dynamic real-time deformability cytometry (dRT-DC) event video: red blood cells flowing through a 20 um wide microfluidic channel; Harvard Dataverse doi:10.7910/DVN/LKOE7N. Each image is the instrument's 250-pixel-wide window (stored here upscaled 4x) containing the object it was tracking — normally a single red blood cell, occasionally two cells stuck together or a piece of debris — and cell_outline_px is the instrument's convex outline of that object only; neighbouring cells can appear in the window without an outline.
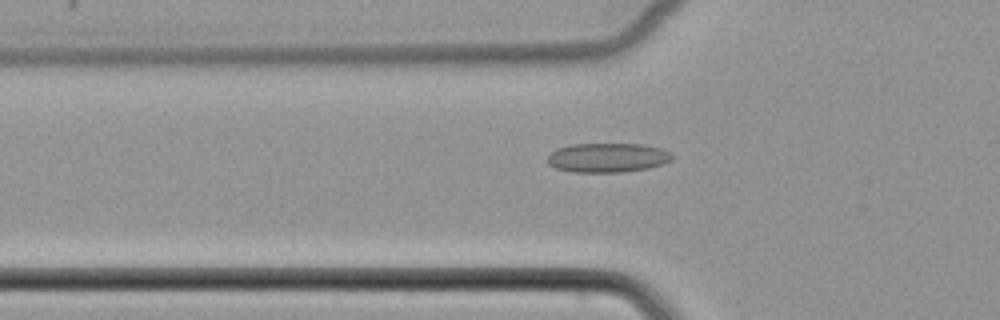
{"species": "common noctule bat (a hibernating species)", "species_latin": "Nyctalus noctula", "temperature_condition": "cold", "stored_images_in_passage": 52, "camera_frame_rate_fps": 3000, "um_per_image_px": 0.085, "animal": {"sex": "female", "body_mass_g": 22.7, "forearm_length_mm": 54.2}, "frame": {"image": 1, "passage_image": 18, "time_ms": 5.667, "image_size_px": [1000, 320], "cell_outline_px": [[676, 156], [672, 160], [664, 164], [648, 168], [620, 172], [572, 172], [556, 168], [548, 164], [548, 156], [556, 148], [572, 144], [640, 144], [660, 148], [672, 152]], "centroid_in_image_um": [51.68, 13.4], "position_along_channel_um": 74.1, "area_um2": 21.44}}
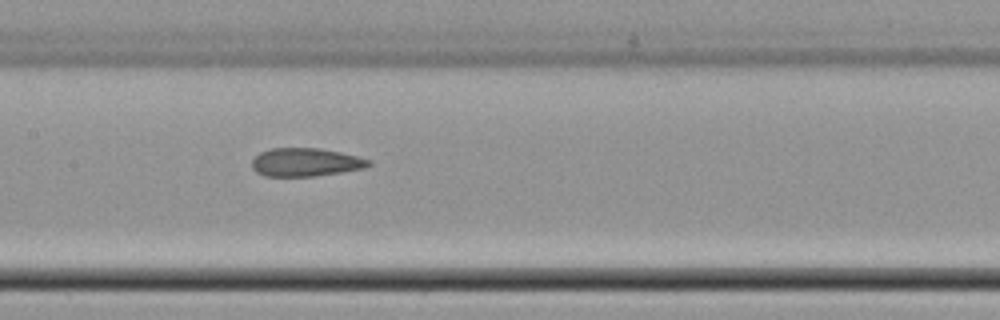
{"frame": {"image": 2, "passage_image": 26, "time_ms": 8.333, "image_size_px": [1000, 320], "cell_outline_px": [[372, 164], [364, 168], [316, 176], [264, 176], [256, 172], [252, 168], [252, 160], [260, 152], [272, 148], [320, 148], [340, 152], [372, 160]], "centroid_in_image_um": [25.97, 13.79], "position_along_channel_um": 181.4, "area_um2": 19.25}}
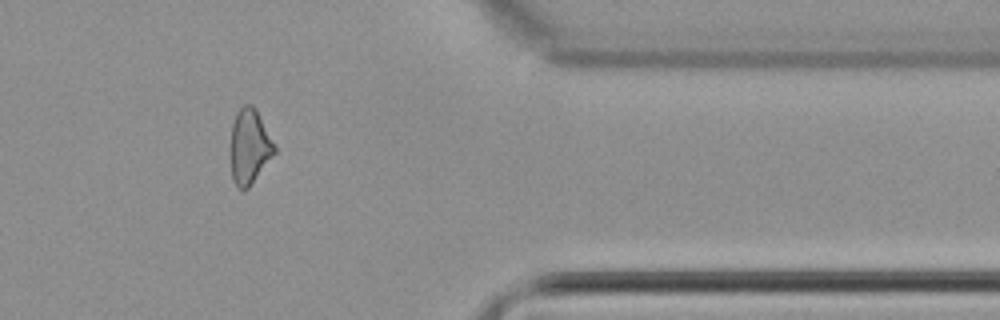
{"frame": {"image": 3, "passage_image": 43, "time_ms": 14.0, "image_size_px": [1000, 320], "cell_outline_px": [[276, 152], [248, 188], [244, 192], [236, 188], [232, 180], [228, 148], [232, 124], [236, 112], [244, 104], [252, 104], [256, 108], [276, 144]], "centroid_in_image_um": [21.17, 12.47], "position_along_channel_um": 390.2, "area_um2": 20.06}}